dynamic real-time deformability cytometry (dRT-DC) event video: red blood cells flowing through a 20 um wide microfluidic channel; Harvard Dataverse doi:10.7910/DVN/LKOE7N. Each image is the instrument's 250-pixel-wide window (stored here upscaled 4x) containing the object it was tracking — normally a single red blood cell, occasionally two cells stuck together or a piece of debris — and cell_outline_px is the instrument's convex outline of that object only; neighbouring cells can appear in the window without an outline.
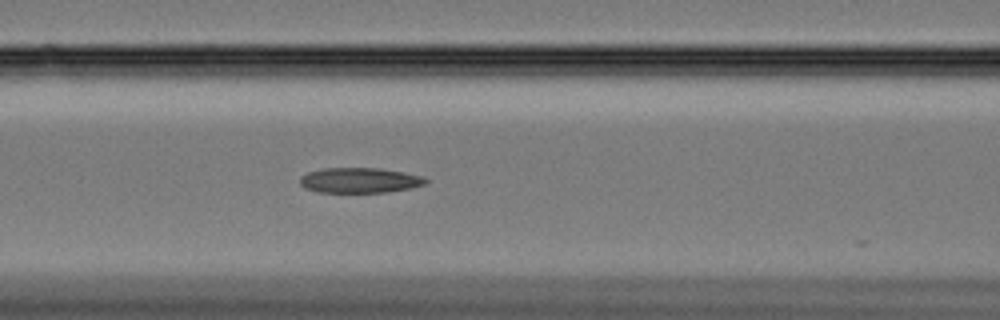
{"species": "Egyptian fruit bat (a non-hibernating species)", "species_latin": "Rousettus aegyptiacus", "temperature_condition": "cold", "stored_images_in_passage": 60, "camera_frame_rate_fps": 3000, "um_per_image_px": 0.085, "animal": {"sex": "female"}, "frame": {"image": 1, "passage_image": 26, "time_ms": 8.333, "image_size_px": [1000, 320], "cell_outline_px": [[428, 180], [424, 184], [412, 188], [388, 192], [316, 192], [304, 188], [300, 184], [300, 176], [308, 172], [324, 168], [380, 168], [424, 176]], "centroid_in_image_um": [30.56, 15.33], "position_along_channel_um": 136.0, "area_um2": 18.55}}
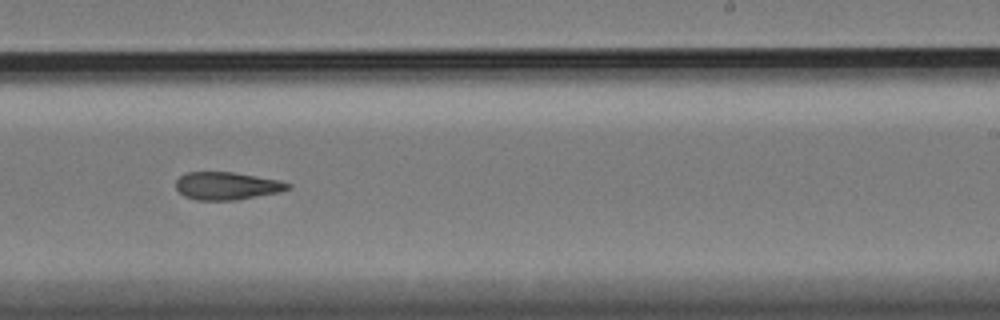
{"frame": {"image": 2, "passage_image": 38, "time_ms": 12.333, "image_size_px": [1000, 320], "cell_outline_px": [[292, 188], [280, 192], [236, 200], [200, 200], [184, 196], [176, 188], [176, 180], [180, 176], [188, 172], [232, 172], [280, 180], [292, 184]], "centroid_in_image_um": [19.32, 15.8], "position_along_channel_um": 269.7, "area_um2": 18.09}}
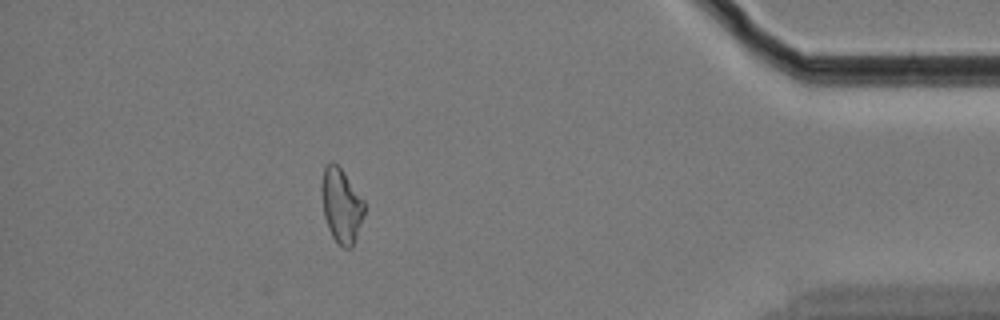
{"frame": {"image": 3, "passage_image": 54, "time_ms": 17.667, "image_size_px": [1000, 320], "cell_outline_px": [[364, 212], [352, 248], [344, 248], [336, 244], [328, 228], [324, 216], [320, 188], [320, 184], [324, 168], [332, 160], [340, 168], [364, 200]], "centroid_in_image_um": [28.98, 17.48], "position_along_channel_um": 406.2, "area_um2": 18.44}, "authors_computed_cell_mechanics": {"area_um2": 19.1029, "velocity_mm_per_s": 3.353, "shape_relaxation_time_tau1_ms": null, "shape_relaxation_time_tau2_ms": 8.7345, "deformation_change_tau1": null, "deformation_change_tau2": 0.1803}}